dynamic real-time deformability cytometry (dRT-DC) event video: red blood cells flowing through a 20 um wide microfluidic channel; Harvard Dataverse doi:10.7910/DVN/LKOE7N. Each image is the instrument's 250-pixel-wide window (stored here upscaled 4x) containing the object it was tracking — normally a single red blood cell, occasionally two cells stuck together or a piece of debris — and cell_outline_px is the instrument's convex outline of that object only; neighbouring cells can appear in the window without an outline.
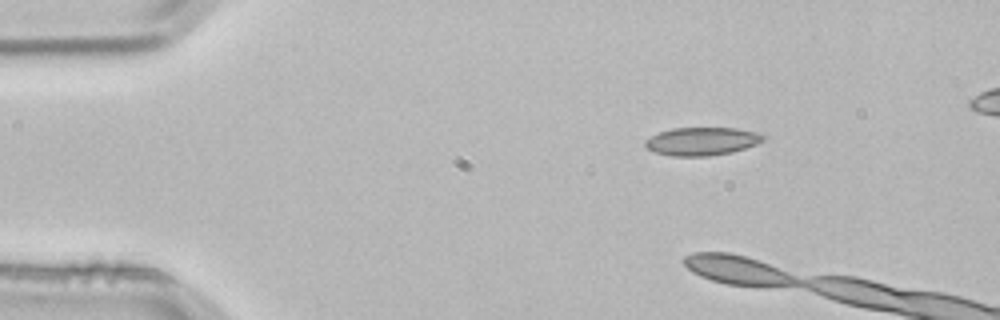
{"species": "common noctule bat (a hibernating species)", "species_latin": "Nyctalus noctula", "temperature_condition": "room temperature", "stored_images_in_passage": 3, "camera_frame_rate_fps": 3000, "um_per_image_px": 0.085, "animal": {"sex": "male", "body_mass_g": 21.5, "forearm_length_mm": 52.0}, "frame": {"image": 1, "passage_image": 1, "time_ms": 0.0, "image_size_px": [1000, 320], "cell_outline_px": [[764, 140], [756, 144], [732, 152], [708, 156], [672, 156], [656, 152], [648, 148], [644, 144], [644, 140], [660, 132], [672, 128], [736, 128], [756, 132], [764, 136]], "centroid_in_image_um": [59.65, 12.01], "position_along_channel_um": 25.3, "area_um2": 19.13}}